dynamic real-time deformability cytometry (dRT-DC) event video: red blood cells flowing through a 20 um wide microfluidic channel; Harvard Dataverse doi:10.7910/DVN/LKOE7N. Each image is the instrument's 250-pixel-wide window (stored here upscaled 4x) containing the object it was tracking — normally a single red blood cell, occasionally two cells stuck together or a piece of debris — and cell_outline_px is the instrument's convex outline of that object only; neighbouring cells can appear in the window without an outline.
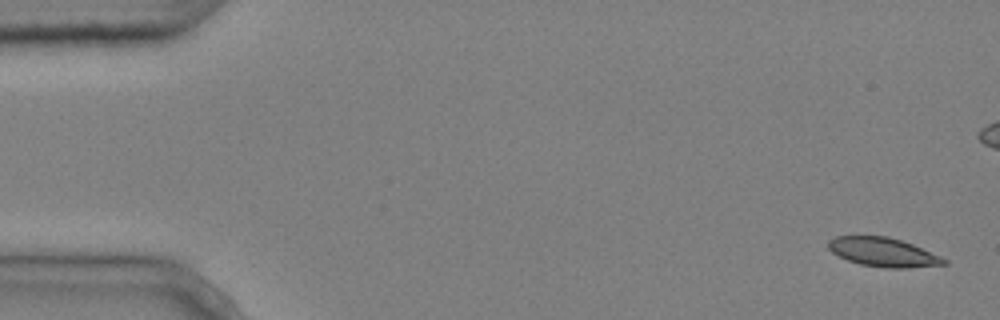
{"species": "common noctule bat (a hibernating species)", "species_latin": "Nyctalus noctula", "temperature_condition": "cold", "stored_images_in_passage": 5, "camera_frame_rate_fps": 3000, "um_per_image_px": 0.085, "animal": {"sex": "male", "body_mass_g": 20.4}, "frame": {"image": 1, "passage_image": 1, "time_ms": 0.0, "image_size_px": [1000, 320], "cell_outline_px": [[948, 264], [908, 268], [884, 268], [860, 264], [848, 260], [832, 252], [828, 248], [828, 240], [836, 236], [888, 236], [912, 244], [940, 256], [948, 260]], "centroid_in_image_um": [75.07, 21.44], "position_along_channel_um": 9.9, "area_um2": 19.48}}